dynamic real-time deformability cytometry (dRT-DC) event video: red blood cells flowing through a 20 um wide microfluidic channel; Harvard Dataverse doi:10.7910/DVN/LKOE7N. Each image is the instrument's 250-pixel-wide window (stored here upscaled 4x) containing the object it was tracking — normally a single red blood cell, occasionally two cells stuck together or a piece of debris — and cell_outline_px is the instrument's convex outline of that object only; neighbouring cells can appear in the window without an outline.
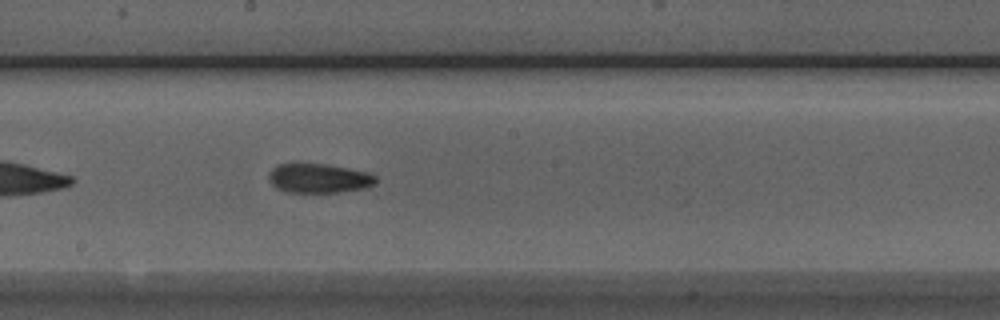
{"species": "Egyptian fruit bat (a non-hibernating species)", "species_latin": "Rousettus aegyptiacus", "temperature_condition": "room temperature", "stored_images_in_passage": 38, "camera_frame_rate_fps": 3000, "um_per_image_px": 0.085, "animal": {"sex": "male"}, "frame": {"image": 1, "passage_image": 14, "time_ms": 4.333, "image_size_px": [1000, 320], "cell_outline_px": [[376, 184], [364, 188], [336, 192], [288, 192], [276, 188], [268, 180], [268, 172], [276, 164], [324, 164], [364, 172], [376, 176]], "centroid_in_image_um": [27.04, 15.16], "position_along_channel_um": 221.2, "area_um2": 18.03}}
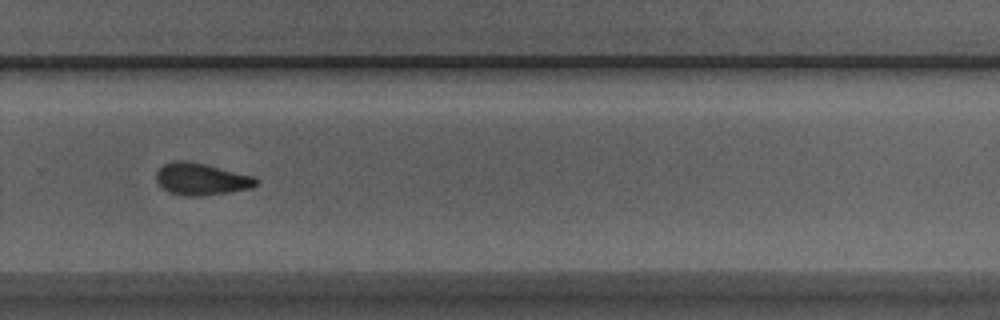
{"frame": {"image": 2, "passage_image": 21, "time_ms": 6.667, "image_size_px": [1000, 320], "cell_outline_px": [[260, 180], [252, 188], [228, 192], [196, 196], [184, 196], [168, 192], [156, 180], [156, 172], [164, 164], [176, 160], [184, 160], [204, 164], [256, 176]], "centroid_in_image_um": [17.13, 15.22], "position_along_channel_um": 312.7, "area_um2": 18.55}}
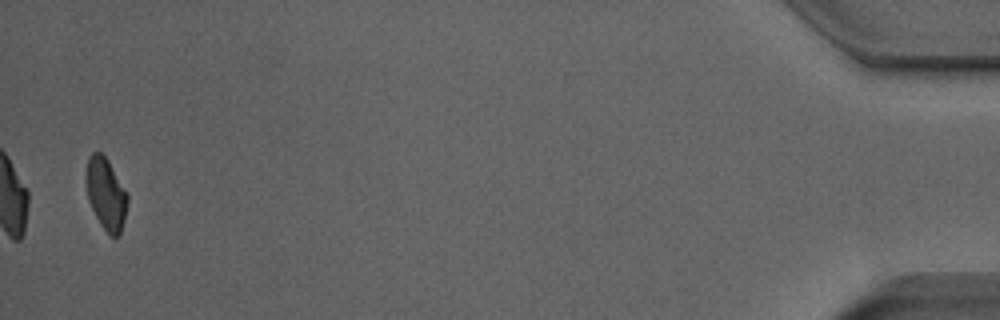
{"frame": {"image": 3, "passage_image": 37, "time_ms": 12.0, "image_size_px": [1000, 320], "cell_outline_px": [[128, 200], [124, 220], [120, 236], [112, 236], [100, 224], [88, 200], [88, 156], [92, 152], [100, 152], [108, 160], [128, 192]], "centroid_in_image_um": [9.06, 16.49], "position_along_channel_um": 426.1, "area_um2": 16.94}, "authors_computed_cell_mechanics": {"area_um2": 18.1203, "velocity_mm_per_s": 3.9341, "shape_relaxation_time_tau1_ms": 8.8814, "shape_relaxation_time_tau2_ms": 2.9969, "deformation_change_tau1": 0.2062, "deformation_change_tau2": 0.1023}}